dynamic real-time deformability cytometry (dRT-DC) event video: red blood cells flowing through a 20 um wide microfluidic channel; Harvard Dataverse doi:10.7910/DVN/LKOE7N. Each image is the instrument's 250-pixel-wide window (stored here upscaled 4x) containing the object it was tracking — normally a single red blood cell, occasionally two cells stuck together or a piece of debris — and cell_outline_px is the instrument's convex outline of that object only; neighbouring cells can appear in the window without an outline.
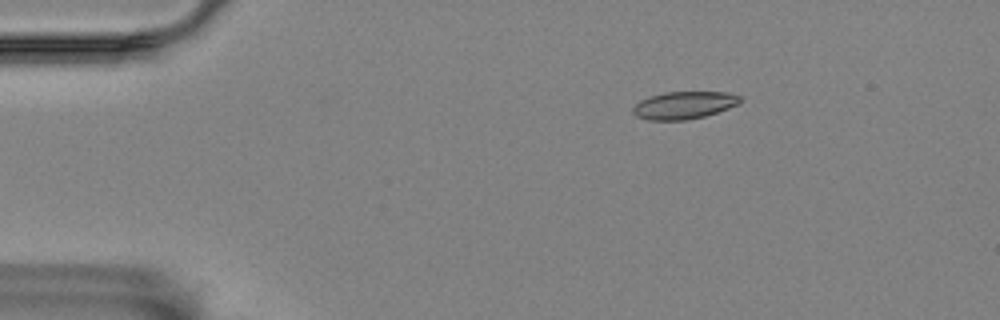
{"species": "Egyptian fruit bat (a non-hibernating species)", "species_latin": "Rousettus aegyptiacus", "temperature_condition": "room temperature", "stored_images_in_passage": 5, "camera_frame_rate_fps": 3000, "um_per_image_px": 0.085, "animal": {"sex": "female"}, "frame": {"image": 1, "passage_image": 3, "time_ms": 0.667, "image_size_px": [1000, 320], "cell_outline_px": [[740, 104], [704, 116], [684, 120], [648, 120], [636, 116], [632, 112], [632, 108], [640, 100], [648, 96], [664, 92], [728, 92], [740, 96]], "centroid_in_image_um": [58.11, 8.93], "position_along_channel_um": 26.9, "area_um2": 17.17}}